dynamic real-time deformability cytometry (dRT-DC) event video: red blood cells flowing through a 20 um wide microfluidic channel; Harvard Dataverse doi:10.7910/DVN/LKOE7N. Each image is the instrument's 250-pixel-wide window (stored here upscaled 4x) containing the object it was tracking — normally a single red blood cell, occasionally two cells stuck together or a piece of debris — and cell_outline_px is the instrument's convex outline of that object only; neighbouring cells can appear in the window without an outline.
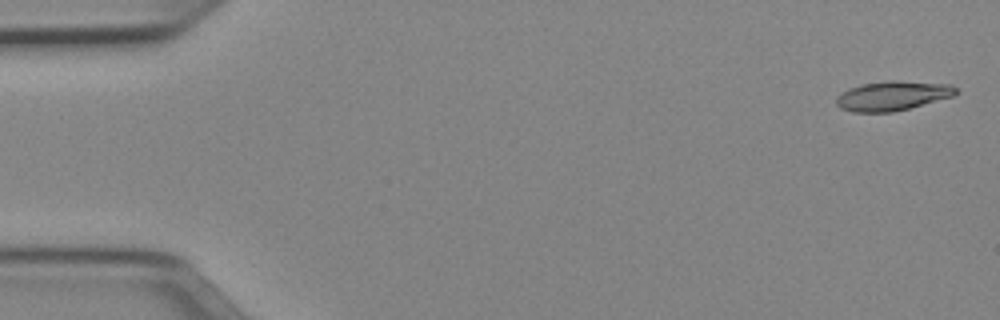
{"species": "Egyptian fruit bat (a non-hibernating species)", "species_latin": "Rousettus aegyptiacus", "temperature_condition": "cold", "stored_images_in_passage": 50, "camera_frame_rate_fps": 3000, "um_per_image_px": 0.085, "animal": {"sex": "female"}, "frame": {"image": 1, "passage_image": 1, "time_ms": 0.0, "image_size_px": [1000, 320], "cell_outline_px": [[956, 92], [952, 96], [908, 108], [892, 112], [852, 112], [840, 108], [836, 104], [836, 96], [840, 92], [848, 88], [860, 84], [892, 80], [952, 84], [956, 88]], "centroid_in_image_um": [75.79, 8.13], "position_along_channel_um": 9.2, "area_um2": 20.46}}
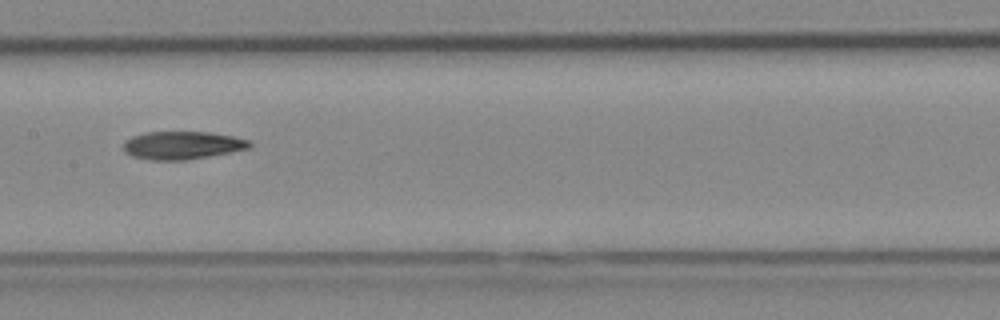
{"frame": {"image": 2, "passage_image": 25, "time_ms": 8.0, "image_size_px": [1000, 320], "cell_outline_px": [[252, 144], [248, 148], [208, 156], [184, 160], [148, 160], [132, 156], [124, 152], [124, 140], [132, 136], [144, 132], [208, 132], [232, 136], [248, 140]], "centroid_in_image_um": [15.42, 12.34], "position_along_channel_um": 192.0, "area_um2": 20.4}}
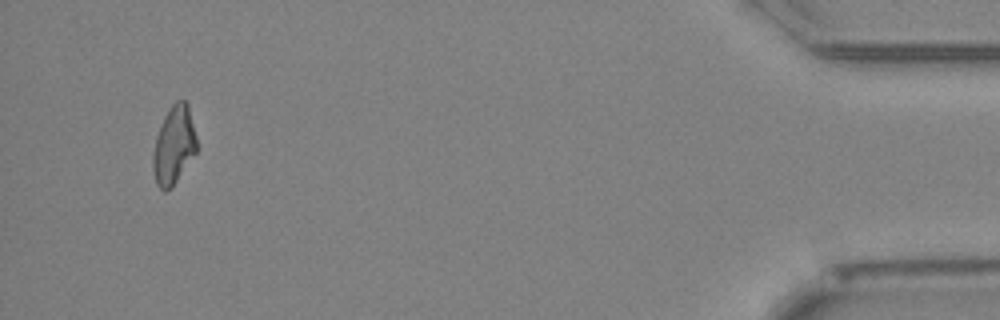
{"frame": {"image": 3, "passage_image": 48, "time_ms": 15.667, "image_size_px": [1000, 320], "cell_outline_px": [[196, 152], [172, 188], [168, 192], [164, 192], [156, 184], [152, 168], [152, 156], [156, 136], [164, 116], [168, 108], [176, 100], [184, 100], [188, 104], [196, 136]], "centroid_in_image_um": [14.76, 12.37], "position_along_channel_um": 420.4, "area_um2": 20.06}, "authors_computed_cell_mechanics": {"area_um2": 20.5768, "velocity_mm_per_s": 3.9715, "shape_relaxation_time_tau1_ms": 10.5933, "shape_relaxation_time_tau2_ms": 4.5202, "deformation_change_tau1": 0.2416, "deformation_change_tau2": 0.1288}}